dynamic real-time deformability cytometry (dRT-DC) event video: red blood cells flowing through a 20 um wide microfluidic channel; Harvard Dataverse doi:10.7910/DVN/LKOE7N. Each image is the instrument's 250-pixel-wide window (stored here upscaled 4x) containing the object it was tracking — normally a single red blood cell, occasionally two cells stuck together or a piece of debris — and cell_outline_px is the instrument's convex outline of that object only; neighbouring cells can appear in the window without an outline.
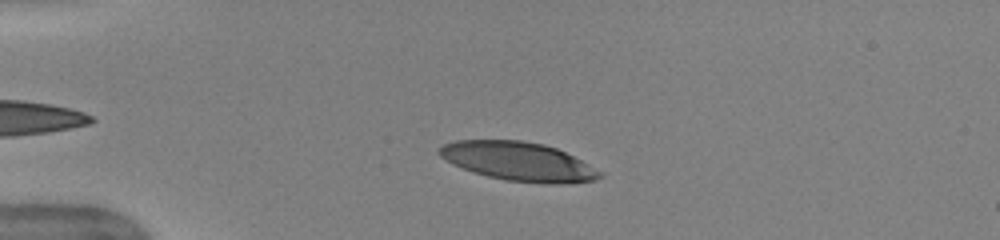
{"species": "human", "species_latin": "Homo sapiens", "temperature_condition": "warm", "stored_images_in_passage": 41, "camera_frame_rate_fps": 3000, "um_per_image_px": 0.085, "donor": {"sex": "female"}, "frame": {"image": 1, "passage_image": 9, "time_ms": 2.667, "image_size_px": [1000, 240], "cell_outline_px": [[604, 176], [596, 180], [564, 184], [548, 184], [504, 180], [472, 172], [452, 164], [440, 156], [436, 152], [444, 144], [456, 140], [520, 140], [544, 144], [556, 148], [604, 172]], "centroid_in_image_um": [44.08, 13.73], "position_along_channel_um": 40.9, "area_um2": 36.41}}
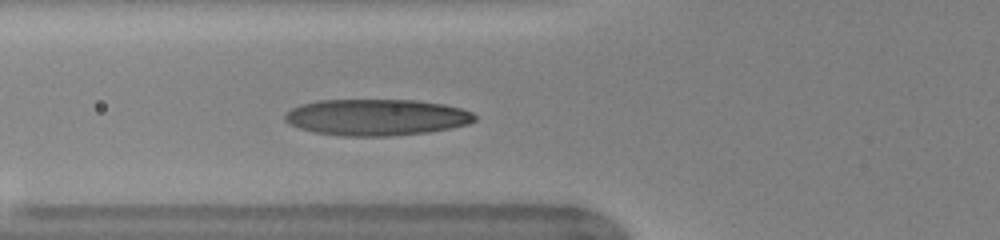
{"frame": {"image": 2, "passage_image": 16, "time_ms": 5.0, "image_size_px": [1000, 240], "cell_outline_px": [[476, 120], [468, 124], [428, 132], [388, 136], [344, 136], [316, 132], [300, 128], [288, 124], [284, 120], [284, 116], [292, 108], [300, 104], [320, 100], [416, 100], [444, 104], [460, 108], [472, 112], [476, 116]], "centroid_in_image_um": [31.99, 9.96], "position_along_channel_um": 93.8, "area_um2": 40.17}, "authors_computed_cell_mechanics": {"area_um2": 38.3792, "velocity_mm_per_s": 3.953, "shape_relaxation_time_tau1_ms": 3.8291, "shape_relaxation_time_tau2_ms": null, "deformation_change_tau1": 0.2014, "deformation_change_tau2": null}}